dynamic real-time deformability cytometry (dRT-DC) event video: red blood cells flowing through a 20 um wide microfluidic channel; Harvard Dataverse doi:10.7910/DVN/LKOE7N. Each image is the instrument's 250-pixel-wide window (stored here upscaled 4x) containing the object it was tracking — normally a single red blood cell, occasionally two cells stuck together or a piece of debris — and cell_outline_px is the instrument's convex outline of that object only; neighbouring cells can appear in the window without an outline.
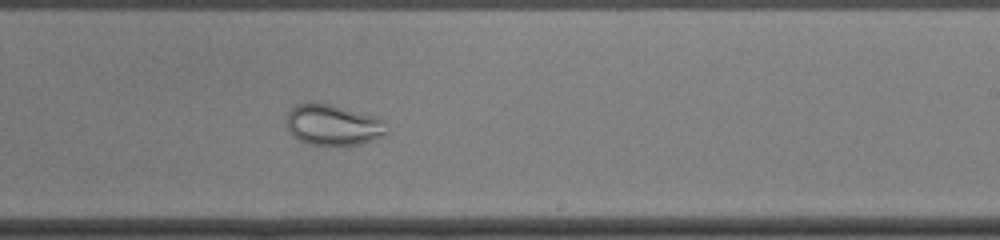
{"species": "common noctule bat (a hibernating species)", "species_latin": "Nyctalus noctula", "temperature_condition": "cold", "stored_images_in_passage": 51, "camera_frame_rate_fps": 3000, "um_per_image_px": 0.085, "animal": {"sex": "female", "body_mass_g": 22.0, "forearm_length_mm": 56.7}, "frame": {"image": 1, "passage_image": 31, "time_ms": 10.0, "image_size_px": [1000, 240], "cell_outline_px": [[388, 132], [384, 136], [360, 144], [308, 144], [292, 136], [288, 132], [284, 120], [288, 112], [296, 104], [312, 100], [332, 104], [376, 116], [384, 120]], "centroid_in_image_um": [28.26, 10.57], "position_along_channel_um": 260.7, "area_um2": 24.39}}
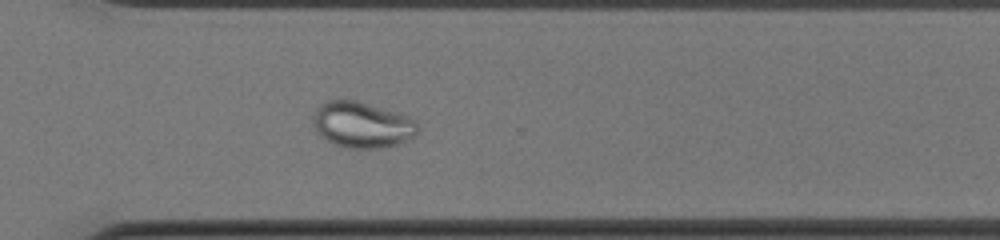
{"frame": {"image": 2, "passage_image": 37, "time_ms": 12.0, "image_size_px": [1000, 240], "cell_outline_px": [[420, 132], [416, 136], [396, 144], [384, 148], [344, 148], [320, 136], [316, 132], [312, 124], [312, 116], [316, 108], [324, 100], [356, 100], [408, 116], [416, 120], [420, 128]], "centroid_in_image_um": [30.77, 10.61], "position_along_channel_um": 339.8, "area_um2": 28.38}}
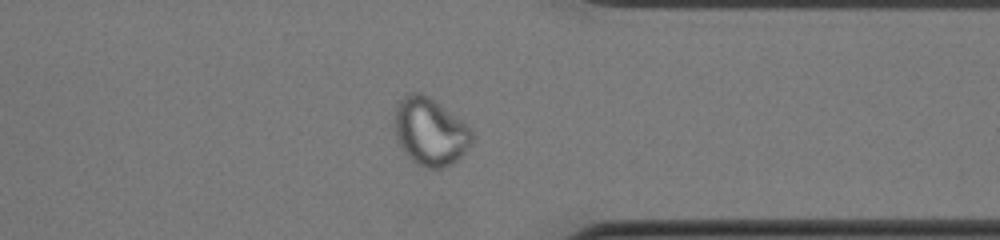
{"frame": {"image": 3, "passage_image": 40, "time_ms": 13.0, "image_size_px": [1000, 240], "cell_outline_px": [[472, 140], [468, 148], [452, 164], [444, 168], [424, 168], [416, 164], [400, 148], [396, 140], [396, 100], [412, 92], [420, 92], [428, 96], [460, 120], [472, 132]], "centroid_in_image_um": [36.52, 11.21], "position_along_channel_um": 374.9, "area_um2": 30.11}}